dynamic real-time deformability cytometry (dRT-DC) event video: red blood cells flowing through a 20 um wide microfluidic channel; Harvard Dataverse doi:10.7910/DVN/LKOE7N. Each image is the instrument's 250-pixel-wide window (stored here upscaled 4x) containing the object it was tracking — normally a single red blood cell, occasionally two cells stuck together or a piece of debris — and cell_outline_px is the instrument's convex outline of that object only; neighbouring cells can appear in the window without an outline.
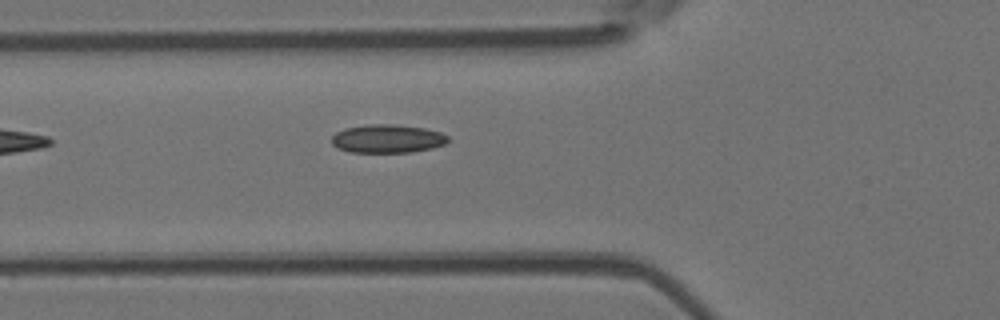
{"species": "Egyptian fruit bat (a non-hibernating species)", "species_latin": "Rousettus aegyptiacus", "temperature_condition": "room temperature", "stored_images_in_passage": 4, "camera_frame_rate_fps": 3000, "um_per_image_px": 0.085, "animal": {"sex": "female"}, "frame": {"image": 1, "passage_image": 4, "time_ms": 3.667, "image_size_px": [1000, 320], "cell_outline_px": [[448, 140], [444, 144], [432, 148], [412, 152], [352, 152], [336, 148], [332, 144], [332, 136], [336, 132], [344, 128], [368, 124], [392, 124], [424, 128], [440, 132], [448, 136]], "centroid_in_image_um": [32.9, 11.79], "position_along_channel_um": 92.9, "area_um2": 19.25}}